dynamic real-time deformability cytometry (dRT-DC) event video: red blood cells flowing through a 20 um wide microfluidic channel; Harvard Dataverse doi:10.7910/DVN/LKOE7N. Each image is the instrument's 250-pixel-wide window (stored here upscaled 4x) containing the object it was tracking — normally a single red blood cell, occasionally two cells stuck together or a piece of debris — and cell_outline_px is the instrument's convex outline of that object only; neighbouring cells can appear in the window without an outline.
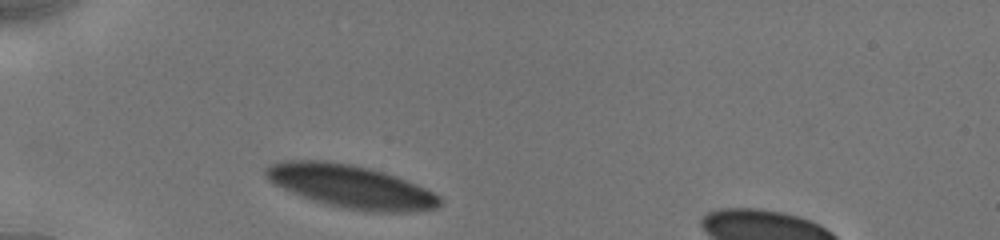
{"species": "human", "species_latin": "Homo sapiens", "temperature_condition": "cold", "stored_images_in_passage": 22, "camera_frame_rate_fps": 3000, "um_per_image_px": 0.085, "donor": {"sex": "male"}, "frame": {"image": 1, "passage_image": 1, "time_ms": 0.0, "image_size_px": [1000, 240], "cell_outline_px": [[440, 204], [436, 208], [408, 212], [368, 212], [324, 204], [300, 196], [272, 184], [268, 180], [264, 172], [264, 168], [268, 164], [280, 160], [324, 160], [352, 164], [384, 172], [396, 176], [416, 184], [440, 196]], "centroid_in_image_um": [29.75, 15.84], "position_along_channel_um": 55.3, "area_um2": 43.93}}
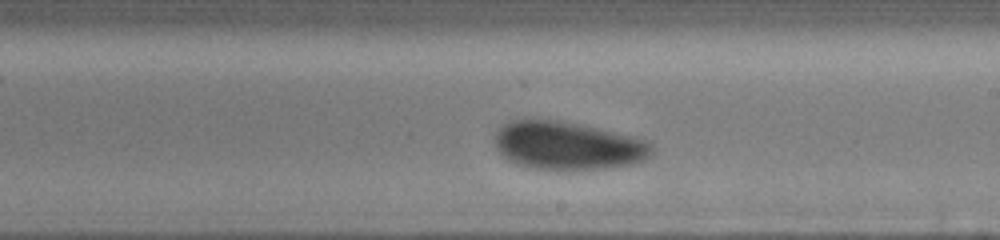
{"frame": {"image": 2, "passage_image": 13, "time_ms": 5.333, "image_size_px": [1000, 240], "cell_outline_px": [[656, 152], [648, 160], [632, 164], [608, 168], [528, 168], [516, 164], [508, 160], [496, 148], [496, 132], [504, 124], [516, 120], [556, 120], [636, 136], [648, 140], [652, 144]], "centroid_in_image_um": [48.35, 12.38], "position_along_channel_um": 240.6, "area_um2": 43.75}}
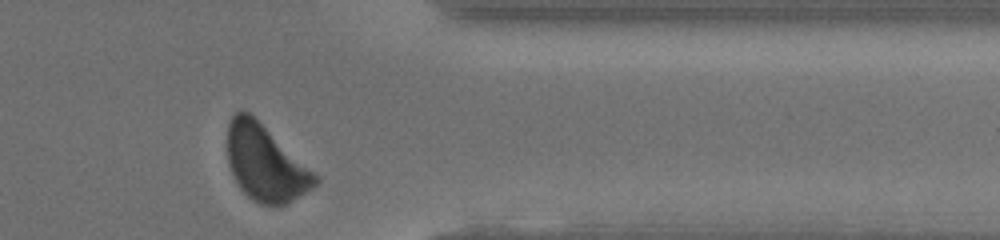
{"frame": {"image": 3, "passage_image": 22, "time_ms": 9.333, "image_size_px": [1000, 240], "cell_outline_px": [[320, 180], [312, 188], [284, 204], [260, 204], [248, 196], [240, 188], [228, 164], [228, 120], [240, 108], [248, 112], [320, 176]], "centroid_in_image_um": [22.56, 13.85], "position_along_channel_um": 388.8, "area_um2": 38.21}, "authors_computed_cell_mechanics": {"area_um2": 43.4367, "velocity_mm_per_s": 3.8734, "shape_relaxation_time_tau1_ms": 1.7232, "shape_relaxation_time_tau2_ms": null, "deformation_change_tau1": 0.0801, "deformation_change_tau2": null}}